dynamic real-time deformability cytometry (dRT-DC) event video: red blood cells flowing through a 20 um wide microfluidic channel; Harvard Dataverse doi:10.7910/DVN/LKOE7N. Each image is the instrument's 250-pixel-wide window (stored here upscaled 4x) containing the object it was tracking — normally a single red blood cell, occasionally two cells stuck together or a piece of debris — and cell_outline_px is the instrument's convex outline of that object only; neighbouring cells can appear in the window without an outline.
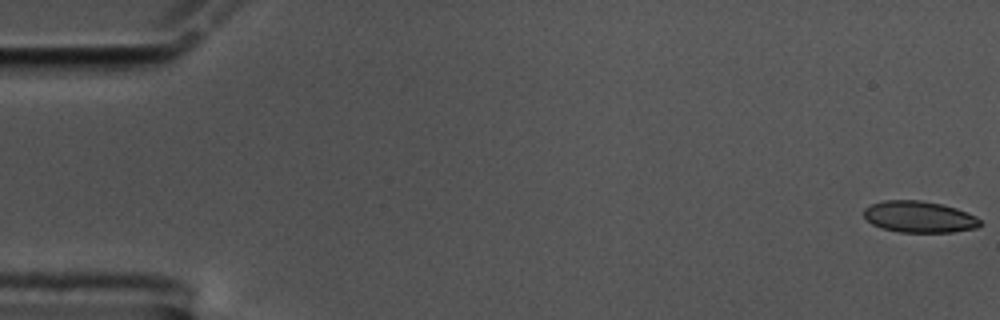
{"species": "common noctule bat (a hibernating species)", "species_latin": "Nyctalus noctula", "temperature_condition": "cold", "stored_images_in_passage": 13, "camera_frame_rate_fps": 3000, "um_per_image_px": 0.085, "animal": {"sex": "male", "body_mass_g": 17.5, "forearm_length_mm": 52.3}, "frame": {"image": 1, "passage_image": 1, "time_ms": 0.0, "image_size_px": [1000, 320], "cell_outline_px": [[980, 224], [976, 228], [952, 232], [900, 232], [880, 228], [872, 224], [864, 216], [864, 208], [872, 204], [884, 200], [920, 200], [940, 204], [956, 208], [976, 216], [980, 220]], "centroid_in_image_um": [78.11, 18.43], "position_along_channel_um": 6.9, "area_um2": 21.21}}